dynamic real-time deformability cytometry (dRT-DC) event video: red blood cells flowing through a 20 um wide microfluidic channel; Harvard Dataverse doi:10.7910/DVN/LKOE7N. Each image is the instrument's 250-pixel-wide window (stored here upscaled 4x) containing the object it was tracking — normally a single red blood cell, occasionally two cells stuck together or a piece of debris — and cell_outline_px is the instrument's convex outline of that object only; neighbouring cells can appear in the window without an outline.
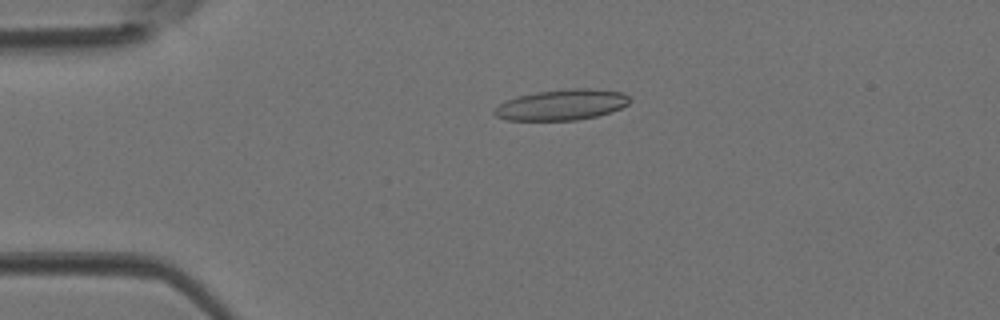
{"species": "Egyptian fruit bat (a non-hibernating species)", "species_latin": "Rousettus aegyptiacus", "temperature_condition": "room temperature", "stored_images_in_passage": 38, "camera_frame_rate_fps": 3000, "um_per_image_px": 0.085, "animal": {"sex": "female"}, "frame": {"image": 1, "passage_image": 5, "time_ms": 1.333, "image_size_px": [1000, 320], "cell_outline_px": [[632, 100], [628, 104], [612, 112], [596, 116], [576, 120], [504, 120], [496, 116], [492, 112], [500, 104], [508, 100], [520, 96], [536, 92], [568, 88], [588, 88], [624, 92]], "centroid_in_image_um": [47.79, 8.9], "position_along_channel_um": 37.2, "area_um2": 24.22}}
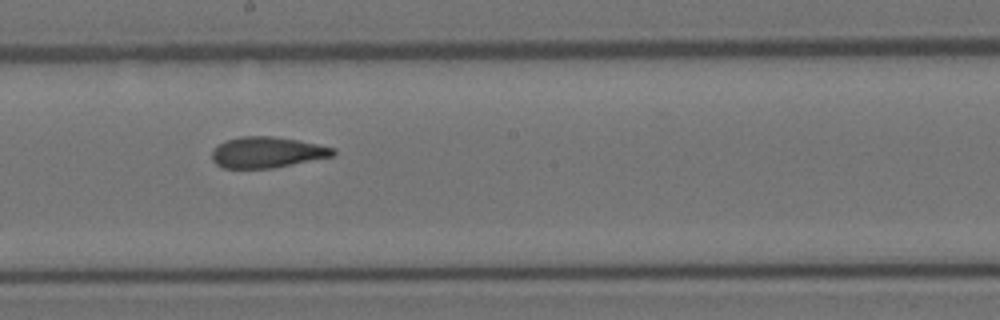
{"frame": {"image": 2, "passage_image": 19, "time_ms": 6.0, "image_size_px": [1000, 320], "cell_outline_px": [[336, 152], [332, 156], [272, 168], [224, 168], [216, 164], [212, 160], [212, 152], [224, 140], [240, 136], [276, 136], [336, 148]], "centroid_in_image_um": [22.68, 12.94], "position_along_channel_um": 225.5, "area_um2": 21.68}}
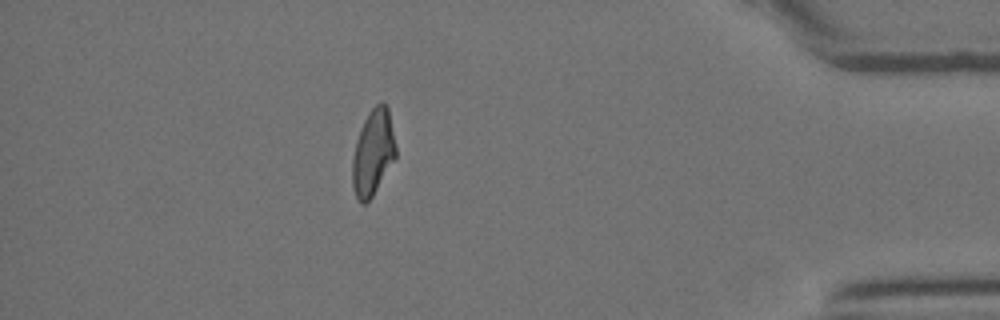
{"frame": {"image": 3, "passage_image": 33, "time_ms": 10.667, "image_size_px": [1000, 320], "cell_outline_px": [[396, 156], [372, 196], [364, 204], [360, 204], [356, 200], [352, 188], [352, 160], [356, 140], [360, 128], [368, 112], [380, 100], [388, 108], [396, 148]], "centroid_in_image_um": [31.67, 12.98], "position_along_channel_um": 403.5, "area_um2": 21.68}}